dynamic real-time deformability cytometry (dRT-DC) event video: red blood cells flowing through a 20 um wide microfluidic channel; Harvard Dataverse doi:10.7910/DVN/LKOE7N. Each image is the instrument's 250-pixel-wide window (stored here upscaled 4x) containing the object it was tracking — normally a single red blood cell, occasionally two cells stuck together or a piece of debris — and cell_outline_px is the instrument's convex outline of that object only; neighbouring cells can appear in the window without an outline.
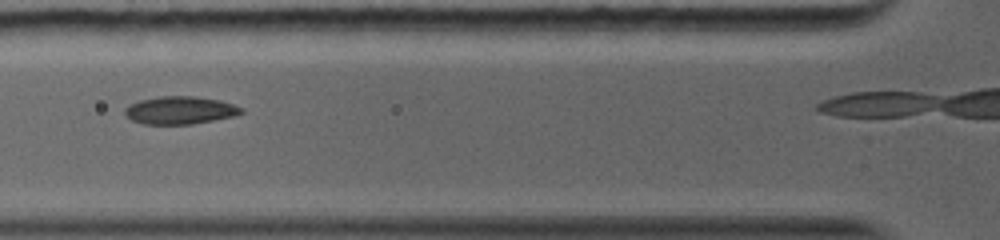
{"species": "common noctule bat (a hibernating species)", "species_latin": "Nyctalus noctula", "temperature_condition": "warm", "stored_images_in_passage": 4, "camera_frame_rate_fps": 5000, "um_per_image_px": 0.085, "animal": {"sex": "female", "body_mass_g": 19.0, "forearm_length_mm": 56.7}, "frame": {"image": 1, "passage_image": 2, "time_ms": 1.2, "image_size_px": [1000, 240], "cell_outline_px": [[244, 112], [232, 116], [192, 124], [144, 124], [132, 120], [124, 116], [124, 108], [140, 100], [160, 96], [196, 96], [220, 100], [244, 108]], "centroid_in_image_um": [15.29, 9.37], "position_along_channel_um": 110.5, "area_um2": 18.79}}